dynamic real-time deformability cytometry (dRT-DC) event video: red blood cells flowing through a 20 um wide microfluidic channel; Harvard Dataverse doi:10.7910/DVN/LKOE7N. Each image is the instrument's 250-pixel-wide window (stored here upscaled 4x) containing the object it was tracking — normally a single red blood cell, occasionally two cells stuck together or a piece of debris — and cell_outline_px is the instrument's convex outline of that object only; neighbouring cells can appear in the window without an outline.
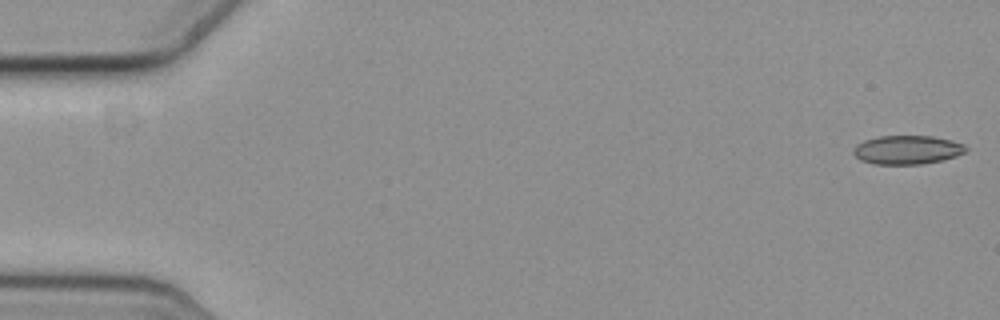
{"species": "common noctule bat (a hibernating species)", "species_latin": "Nyctalus noctula", "temperature_condition": "cold", "stored_images_in_passage": 57, "camera_frame_rate_fps": 3000, "um_per_image_px": 0.085, "animal": {"sex": "female", "body_mass_g": 19.3, "forearm_length_mm": 54.1}, "frame": {"image": 1, "passage_image": 1, "time_ms": 0.0, "image_size_px": [1000, 320], "cell_outline_px": [[968, 148], [964, 152], [956, 156], [940, 160], [920, 164], [876, 164], [860, 160], [852, 152], [852, 148], [856, 144], [864, 140], [880, 136], [932, 136], [952, 140], [964, 144]], "centroid_in_image_um": [77.09, 12.73], "position_along_channel_um": 7.9, "area_um2": 18.84}}
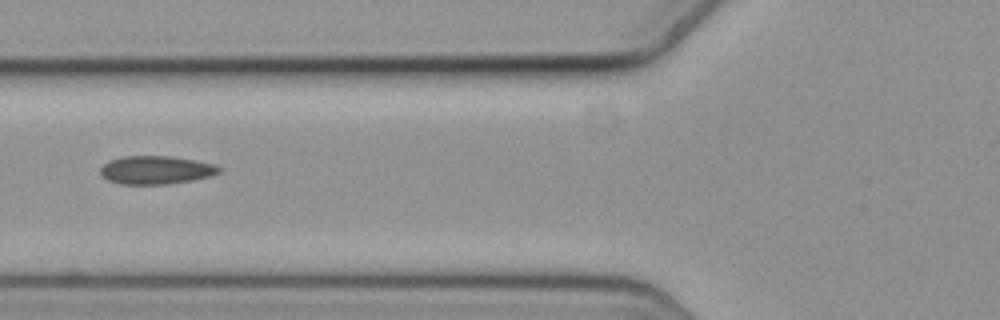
{"frame": {"image": 2, "passage_image": 22, "time_ms": 7.0, "image_size_px": [1000, 320], "cell_outline_px": [[220, 172], [212, 176], [192, 180], [168, 184], [120, 184], [108, 180], [100, 176], [100, 168], [108, 160], [124, 156], [172, 156], [196, 160], [216, 164], [220, 168]], "centroid_in_image_um": [13.25, 14.45], "position_along_channel_um": 112.5, "area_um2": 19.77}}
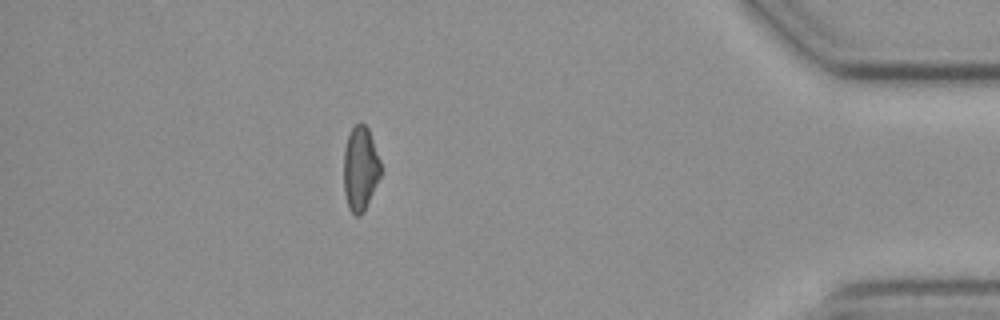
{"frame": {"image": 3, "passage_image": 50, "time_ms": 16.333, "image_size_px": [1000, 320], "cell_outline_px": [[380, 176], [360, 216], [356, 216], [348, 208], [344, 192], [344, 148], [348, 132], [360, 120], [368, 128], [380, 160]], "centroid_in_image_um": [30.6, 14.27], "position_along_channel_um": 404.6, "area_um2": 17.98}, "authors_computed_cell_mechanics": {"area_um2": 19.3052, "velocity_mm_per_s": 3.6617, "shape_relaxation_time_tau1_ms": null, "shape_relaxation_time_tau2_ms": 9.1766, "deformation_change_tau1": null, "deformation_change_tau2": 0.145}}